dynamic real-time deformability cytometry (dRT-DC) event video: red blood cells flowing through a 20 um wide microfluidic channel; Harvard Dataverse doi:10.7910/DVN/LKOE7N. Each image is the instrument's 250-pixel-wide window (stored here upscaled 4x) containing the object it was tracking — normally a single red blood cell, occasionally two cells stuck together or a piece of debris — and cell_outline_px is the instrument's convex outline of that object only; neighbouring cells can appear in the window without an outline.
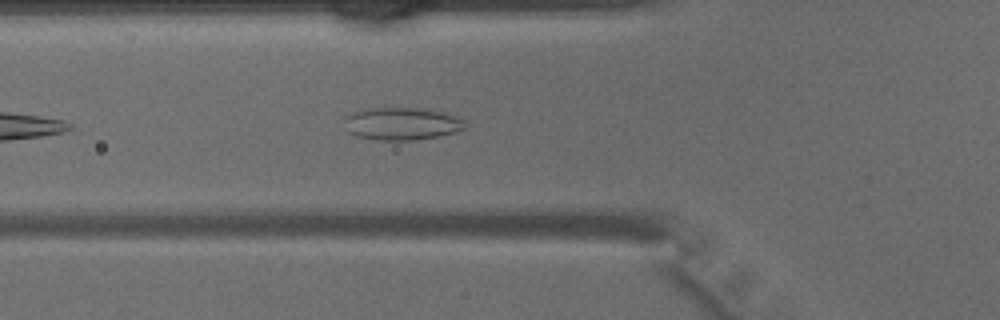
{"species": "common noctule bat (a hibernating species)", "species_latin": "Nyctalus noctula", "temperature_condition": "warm", "stored_images_in_passage": 12, "camera_frame_rate_fps": 3000, "um_per_image_px": 0.085, "animal": {"sex": "male", "body_mass_g": 15.6}, "frame": {"image": 1, "passage_image": 4, "time_ms": 1.0, "image_size_px": [1000, 320], "cell_outline_px": [[468, 128], [456, 132], [436, 136], [412, 140], [376, 140], [356, 136], [348, 132], [344, 120], [352, 112], [368, 108], [424, 108], [448, 112], [464, 120]], "centroid_in_image_um": [34.2, 10.5], "position_along_channel_um": 91.6, "area_um2": 23.12}}
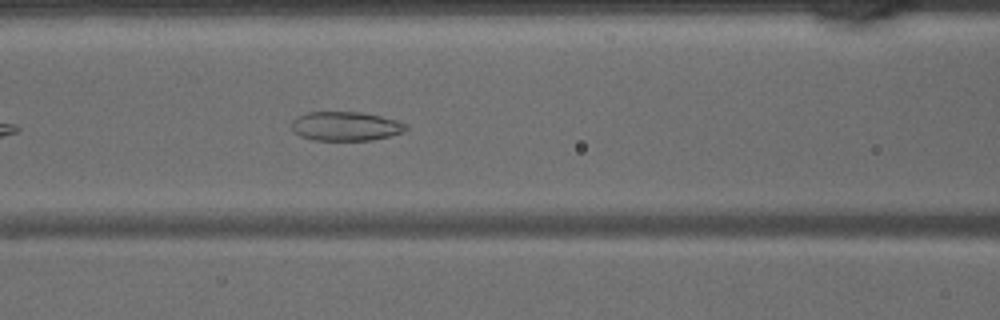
{"frame": {"image": 2, "passage_image": 7, "time_ms": 2.0, "image_size_px": [1000, 320], "cell_outline_px": [[408, 128], [404, 132], [372, 140], [316, 140], [300, 136], [292, 132], [292, 120], [296, 116], [308, 112], [360, 112], [380, 116], [396, 120], [408, 124]], "centroid_in_image_um": [29.37, 10.72], "position_along_channel_um": 137.2, "area_um2": 19.48}}